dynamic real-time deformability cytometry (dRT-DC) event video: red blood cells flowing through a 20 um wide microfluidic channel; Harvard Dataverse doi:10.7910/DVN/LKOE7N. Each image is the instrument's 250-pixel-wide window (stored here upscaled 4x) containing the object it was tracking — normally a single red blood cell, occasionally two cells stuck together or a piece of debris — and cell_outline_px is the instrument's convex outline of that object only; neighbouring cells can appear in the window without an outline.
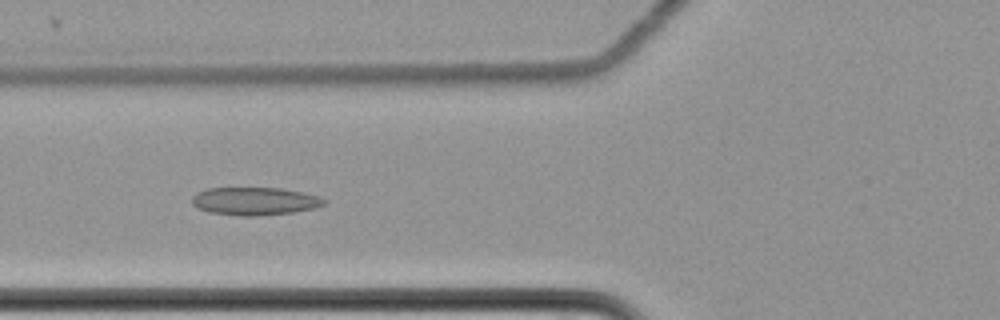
{"species": "common noctule bat (a hibernating species)", "species_latin": "Nyctalus noctula", "temperature_condition": "cold", "stored_images_in_passage": 61, "camera_frame_rate_fps": 3000, "um_per_image_px": 0.085, "animal": {"sex": "female", "body_mass_g": 22.7, "forearm_length_mm": 54.2}, "frame": {"image": 1, "passage_image": 25, "time_ms": 8.0, "image_size_px": [1000, 320], "cell_outline_px": [[328, 200], [324, 204], [312, 208], [292, 212], [256, 216], [240, 216], [208, 212], [196, 208], [192, 204], [192, 196], [196, 192], [208, 188], [280, 188], [300, 192], [316, 196]], "centroid_in_image_um": [21.57, 17.1], "position_along_channel_um": 104.2, "area_um2": 21.39}}
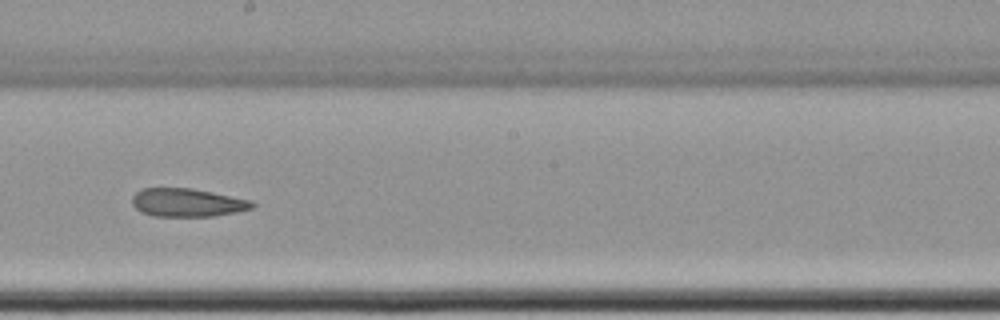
{"frame": {"image": 2, "passage_image": 36, "time_ms": 11.667, "image_size_px": [1000, 320], "cell_outline_px": [[256, 204], [252, 208], [236, 212], [212, 216], [152, 216], [140, 212], [132, 204], [132, 196], [136, 192], [144, 188], [192, 188], [252, 200]], "centroid_in_image_um": [15.91, 17.22], "position_along_channel_um": 232.3, "area_um2": 19.83}}
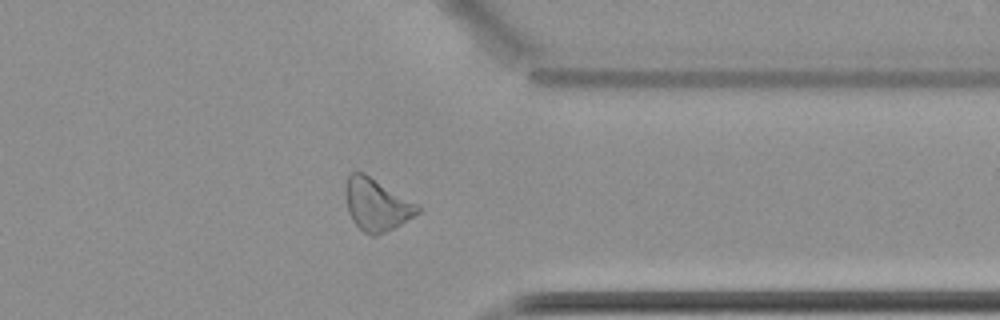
{"frame": {"image": 3, "passage_image": 49, "time_ms": 16.0, "image_size_px": [1000, 320], "cell_outline_px": [[424, 208], [420, 212], [400, 224], [376, 236], [372, 236], [364, 232], [352, 220], [348, 212], [344, 188], [348, 176], [352, 172], [364, 172]], "centroid_in_image_um": [32.0, 17.38], "position_along_channel_um": 379.4, "area_um2": 21.85}, "authors_computed_cell_mechanics": {"area_um2": 22.4264, "velocity_mm_per_s": 3.4941, "shape_relaxation_time_tau1_ms": null, "shape_relaxation_time_tau2_ms": 5.3626, "deformation_change_tau1": null, "deformation_change_tau2": 0.1204}}